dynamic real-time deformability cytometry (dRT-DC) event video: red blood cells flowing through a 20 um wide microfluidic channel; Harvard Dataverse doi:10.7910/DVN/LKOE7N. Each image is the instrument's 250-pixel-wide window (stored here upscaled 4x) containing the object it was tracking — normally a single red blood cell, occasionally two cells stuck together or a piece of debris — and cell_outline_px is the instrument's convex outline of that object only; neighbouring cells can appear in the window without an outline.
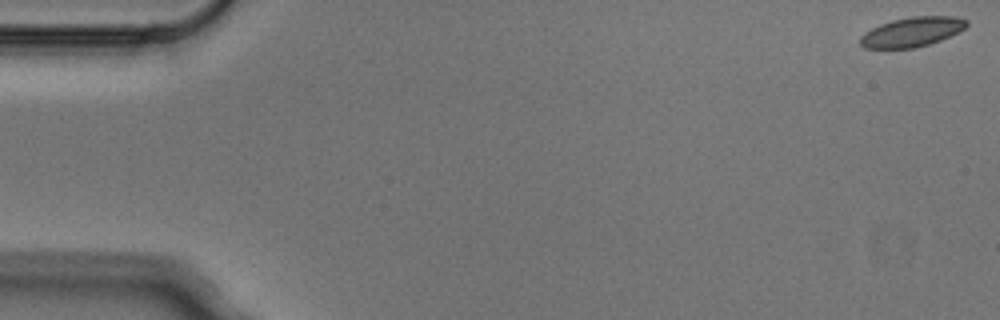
{"species": "Egyptian fruit bat (a non-hibernating species)", "species_latin": "Rousettus aegyptiacus", "temperature_condition": "cold", "stored_images_in_passage": 6, "segment_of_instrument_passage": [2, 2], "camera_frame_rate_fps": 3000, "um_per_image_px": 0.085, "animal": {"sex": "male"}, "frame": {"image": 1, "passage_image": 6, "time_ms": 1.667, "image_size_px": [1000, 320], "cell_outline_px": [[968, 24], [964, 28], [940, 40], [916, 48], [864, 48], [860, 44], [860, 36], [864, 32], [880, 24], [892, 20], [912, 16], [956, 16], [968, 20]], "centroid_in_image_um": [77.5, 2.7], "position_along_channel_um": 7.5, "area_um2": 18.26}}